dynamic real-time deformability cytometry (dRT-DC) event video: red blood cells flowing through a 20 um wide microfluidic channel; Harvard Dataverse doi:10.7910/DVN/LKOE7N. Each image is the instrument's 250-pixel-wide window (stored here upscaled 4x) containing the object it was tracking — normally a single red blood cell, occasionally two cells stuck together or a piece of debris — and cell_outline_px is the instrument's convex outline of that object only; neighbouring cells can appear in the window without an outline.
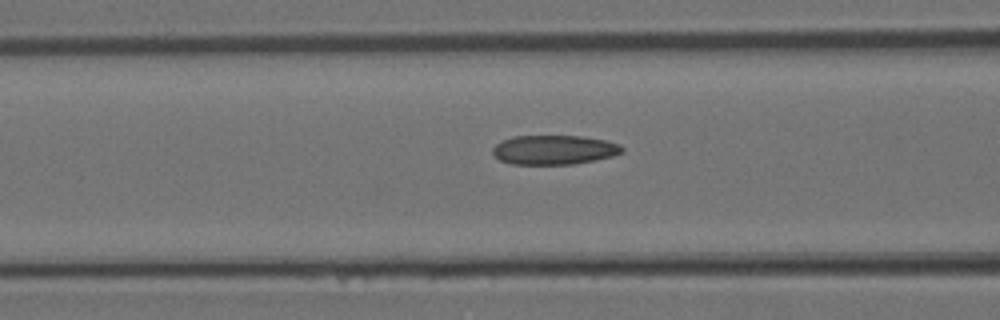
{"species": "Egyptian fruit bat (a non-hibernating species)", "species_latin": "Rousettus aegyptiacus", "temperature_condition": "room temperature", "stored_images_in_passage": 12, "camera_frame_rate_fps": 3000, "um_per_image_px": 0.085, "animal": {"sex": "female"}, "frame": {"image": 1, "passage_image": 10, "time_ms": 3.0, "image_size_px": [1000, 320], "cell_outline_px": [[624, 152], [612, 156], [596, 160], [572, 164], [512, 164], [500, 160], [492, 156], [492, 148], [500, 140], [512, 136], [584, 136], [604, 140], [620, 144], [624, 148]], "centroid_in_image_um": [47.07, 12.73], "position_along_channel_um": 119.5, "area_um2": 22.37}}